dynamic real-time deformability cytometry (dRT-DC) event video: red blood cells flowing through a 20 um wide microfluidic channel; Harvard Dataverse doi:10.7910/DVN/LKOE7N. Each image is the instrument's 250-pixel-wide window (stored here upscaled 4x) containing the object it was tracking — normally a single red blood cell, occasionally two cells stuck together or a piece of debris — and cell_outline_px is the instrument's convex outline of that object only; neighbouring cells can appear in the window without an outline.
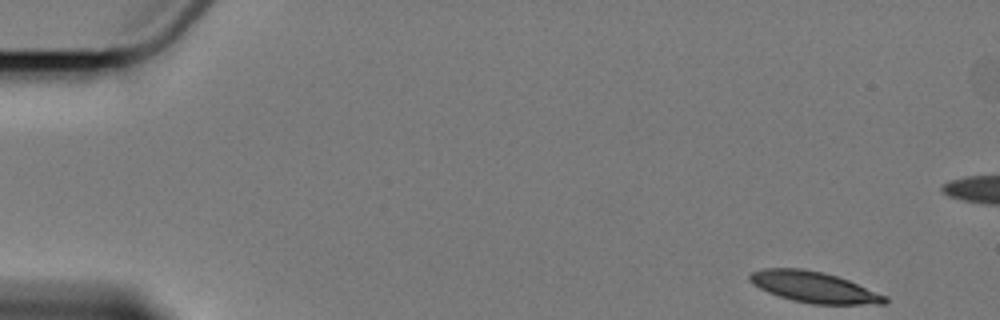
{"species": "Egyptian fruit bat (a non-hibernating species)", "species_latin": "Rousettus aegyptiacus", "temperature_condition": "cold", "stored_images_in_passage": 4, "camera_frame_rate_fps": 3000, "um_per_image_px": 0.085, "animal": {"sex": "female"}, "frame": {"image": 1, "passage_image": 1, "time_ms": 0.0, "image_size_px": [1000, 320], "cell_outline_px": [[888, 304], [812, 304], [792, 300], [768, 292], [752, 284], [748, 280], [748, 276], [752, 272], [760, 268], [800, 268], [820, 272], [836, 276], [848, 280], [888, 296]], "centroid_in_image_um": [69.18, 24.41], "position_along_channel_um": 15.8, "area_um2": 24.33}}